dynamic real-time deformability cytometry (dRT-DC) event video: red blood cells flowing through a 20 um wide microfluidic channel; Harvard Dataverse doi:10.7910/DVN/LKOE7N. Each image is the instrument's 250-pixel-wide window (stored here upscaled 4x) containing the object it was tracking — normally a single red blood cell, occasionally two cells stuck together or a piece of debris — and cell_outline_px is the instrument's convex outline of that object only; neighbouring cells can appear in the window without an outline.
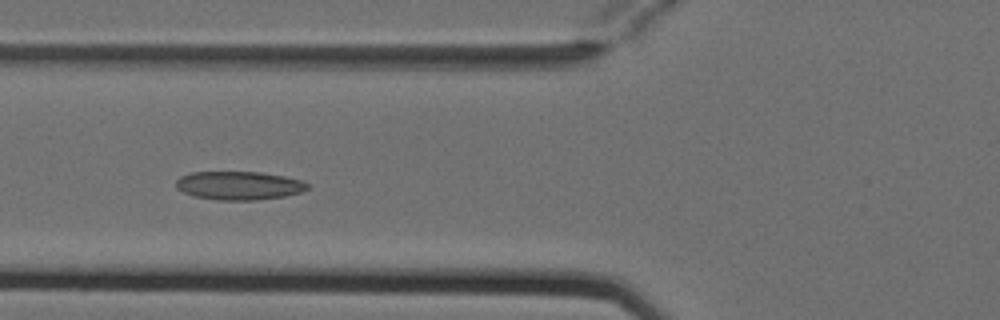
{"species": "Egyptian fruit bat (a non-hibernating species)", "species_latin": "Rousettus aegyptiacus", "temperature_condition": "cold", "stored_images_in_passage": 5, "camera_frame_rate_fps": 3000, "um_per_image_px": 0.085, "animal": {"sex": "female"}, "frame": {"image": 1, "passage_image": 4, "time_ms": 1.0, "image_size_px": [1000, 320], "cell_outline_px": [[312, 184], [308, 188], [300, 192], [284, 196], [256, 200], [216, 200], [192, 196], [176, 188], [176, 180], [180, 176], [192, 172], [260, 172], [284, 176], [300, 180]], "centroid_in_image_um": [20.3, 15.77], "position_along_channel_um": 105.5, "area_um2": 21.91}}
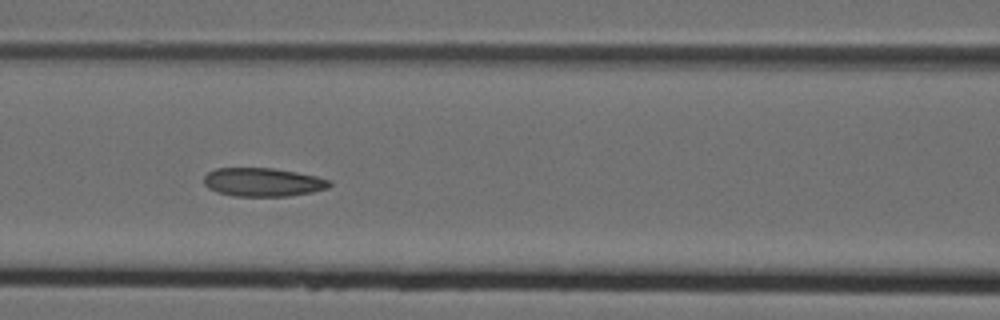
{"frame": {"image": 2, "passage_image": 5, "time_ms": 1.333, "image_size_px": [1000, 320], "cell_outline_px": [[332, 184], [328, 188], [312, 192], [288, 196], [232, 196], [216, 192], [208, 188], [204, 184], [204, 176], [208, 172], [216, 168], [272, 168], [296, 172], [316, 176], [332, 180]], "centroid_in_image_um": [22.35, 15.48], "position_along_channel_um": 144.3, "area_um2": 21.04}}